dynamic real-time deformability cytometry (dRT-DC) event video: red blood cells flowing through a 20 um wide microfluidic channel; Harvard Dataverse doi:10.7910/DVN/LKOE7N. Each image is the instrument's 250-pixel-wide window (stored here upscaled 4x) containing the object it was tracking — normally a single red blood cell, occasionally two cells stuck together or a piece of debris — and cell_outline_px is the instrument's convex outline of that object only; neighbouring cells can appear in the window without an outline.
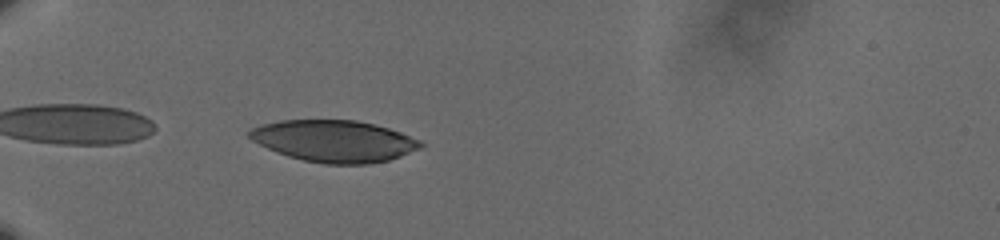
{"species": "human", "species_latin": "Homo sapiens", "temperature_condition": "cold", "stored_images_in_passage": 37, "camera_frame_rate_fps": 3000, "um_per_image_px": 0.085, "donor": {"sex": "male"}, "frame": {"image": 1, "passage_image": 1, "time_ms": 0.0, "image_size_px": [1000, 240], "cell_outline_px": [[424, 144], [420, 148], [400, 156], [388, 160], [368, 164], [324, 164], [304, 160], [288, 156], [276, 152], [252, 140], [248, 136], [248, 132], [252, 128], [260, 124], [280, 120], [356, 120], [388, 128], [400, 132], [420, 140]], "centroid_in_image_um": [28.38, 11.99], "position_along_channel_um": 56.6, "area_um2": 41.5}}
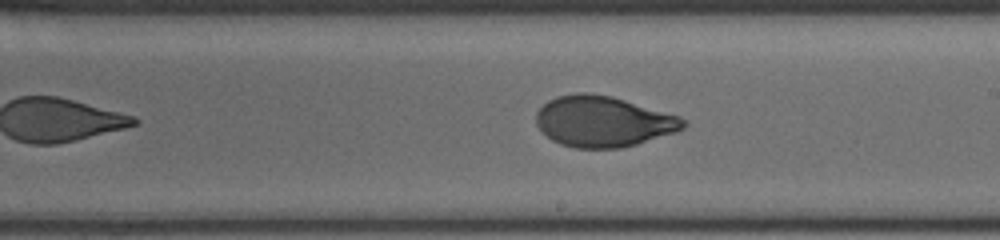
{"frame": {"image": 2, "passage_image": 18, "time_ms": 5.667, "image_size_px": [1000, 240], "cell_outline_px": [[688, 124], [684, 128], [676, 132], [636, 144], [620, 148], [576, 148], [560, 144], [552, 140], [536, 124], [536, 112], [548, 100], [556, 96], [576, 92], [588, 92], [612, 96], [680, 116]], "centroid_in_image_um": [51.27, 10.31], "position_along_channel_um": 237.7, "area_um2": 43.58}}
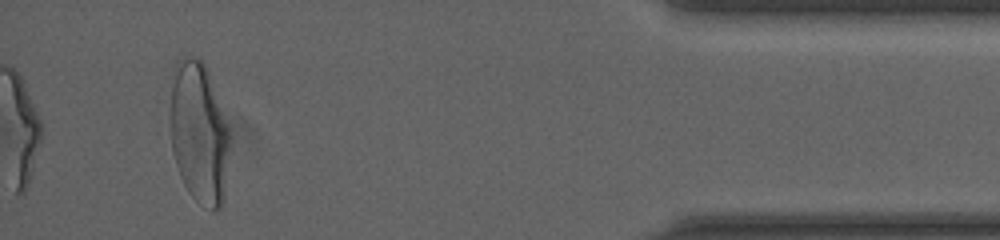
{"frame": {"image": 3, "passage_image": 37, "time_ms": 12.0, "image_size_px": [1000, 240], "cell_outline_px": [[232, 140], [224, 196], [220, 208], [212, 212], [196, 200], [188, 192], [180, 176], [172, 152], [168, 124], [168, 112], [172, 68], [176, 60], [188, 52], [200, 60], [204, 64], [208, 72], [232, 136]], "centroid_in_image_um": [16.88, 11.25], "position_along_channel_um": 418.3, "area_um2": 50.98}, "authors_computed_cell_mechanics": {"area_um2": 43.5812, "velocity_mm_per_s": 3.612, "shape_relaxation_time_tau1_ms": 4.2115, "shape_relaxation_time_tau2_ms": 0.7896, "deformation_change_tau1": 0.1865, "deformation_change_tau2": 0.048}}